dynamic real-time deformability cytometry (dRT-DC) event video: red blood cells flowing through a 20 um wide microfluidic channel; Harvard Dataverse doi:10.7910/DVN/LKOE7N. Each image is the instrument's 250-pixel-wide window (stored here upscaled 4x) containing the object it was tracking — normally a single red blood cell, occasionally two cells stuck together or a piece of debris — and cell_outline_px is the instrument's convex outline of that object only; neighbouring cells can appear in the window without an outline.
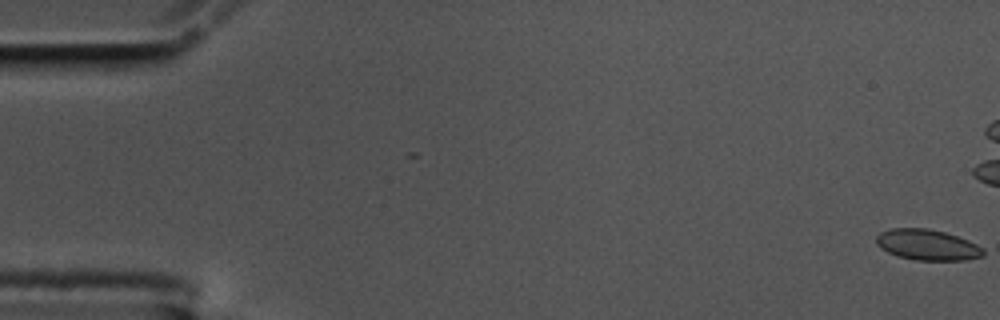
{"species": "common noctule bat (a hibernating species)", "species_latin": "Nyctalus noctula", "temperature_condition": "cold", "stored_images_in_passage": 26, "camera_frame_rate_fps": 3000, "um_per_image_px": 0.085, "animal": {"sex": "male", "body_mass_g": 17.5, "forearm_length_mm": 52.3}, "frame": {"image": 1, "passage_image": 1, "time_ms": 0.0, "image_size_px": [1000, 320], "cell_outline_px": [[984, 256], [968, 260], [916, 260], [900, 256], [888, 252], [880, 248], [876, 244], [876, 236], [880, 232], [892, 228], [928, 228], [944, 232], [968, 240], [984, 248]], "centroid_in_image_um": [78.83, 20.81], "position_along_channel_um": 6.2, "area_um2": 19.19}}